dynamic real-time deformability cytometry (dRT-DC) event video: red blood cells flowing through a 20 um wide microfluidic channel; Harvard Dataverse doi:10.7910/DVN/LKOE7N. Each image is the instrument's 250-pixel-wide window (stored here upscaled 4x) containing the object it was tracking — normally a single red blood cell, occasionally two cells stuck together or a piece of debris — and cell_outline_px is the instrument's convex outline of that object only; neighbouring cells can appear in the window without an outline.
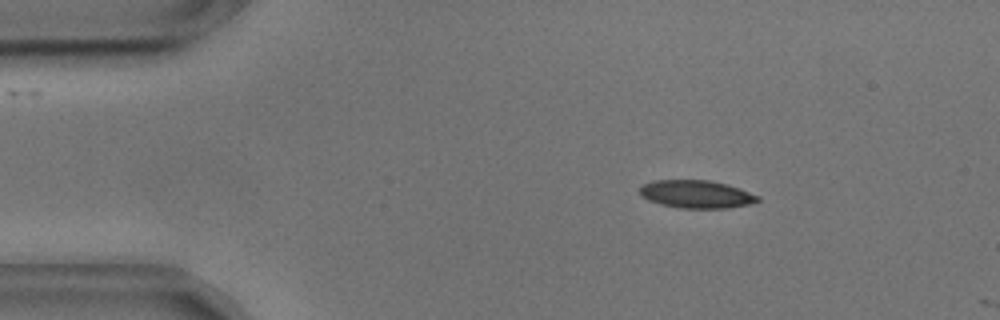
{"species": "common noctule bat (a hibernating species)", "species_latin": "Nyctalus noctula", "temperature_condition": "cold", "stored_images_in_passage": 8, "camera_frame_rate_fps": 3000, "um_per_image_px": 0.085, "animal": {"sex": "male", "body_mass_g": 17.9, "forearm_length_mm": 54.2}, "frame": {"image": 1, "passage_image": 7, "time_ms": 2.0, "image_size_px": [1000, 320], "cell_outline_px": [[760, 200], [748, 204], [724, 208], [680, 208], [660, 204], [648, 200], [640, 196], [640, 188], [644, 184], [652, 180], [712, 180], [740, 188], [760, 196]], "centroid_in_image_um": [59.18, 16.5], "position_along_channel_um": 25.8, "area_um2": 19.19}}